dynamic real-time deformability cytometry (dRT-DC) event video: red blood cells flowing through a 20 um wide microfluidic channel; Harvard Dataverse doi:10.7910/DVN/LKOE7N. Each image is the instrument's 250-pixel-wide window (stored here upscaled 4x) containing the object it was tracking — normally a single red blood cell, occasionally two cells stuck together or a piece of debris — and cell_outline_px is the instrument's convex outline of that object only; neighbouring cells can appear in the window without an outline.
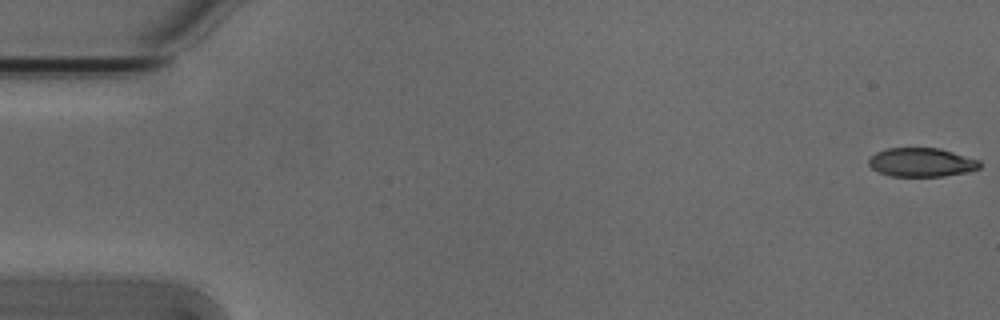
{"species": "Egyptian fruit bat (a non-hibernating species)", "species_latin": "Rousettus aegyptiacus", "temperature_condition": "cold", "stored_images_in_passage": 5, "camera_frame_rate_fps": 3000, "um_per_image_px": 0.085, "animal": {"sex": "male"}, "frame": {"image": 1, "passage_image": 1, "time_ms": 0.0, "image_size_px": [1000, 320], "cell_outline_px": [[980, 168], [964, 172], [944, 176], [888, 176], [872, 168], [868, 164], [868, 160], [876, 152], [888, 148], [940, 148], [980, 160]], "centroid_in_image_um": [78.32, 13.79], "position_along_channel_um": 6.7, "area_um2": 18.55}}